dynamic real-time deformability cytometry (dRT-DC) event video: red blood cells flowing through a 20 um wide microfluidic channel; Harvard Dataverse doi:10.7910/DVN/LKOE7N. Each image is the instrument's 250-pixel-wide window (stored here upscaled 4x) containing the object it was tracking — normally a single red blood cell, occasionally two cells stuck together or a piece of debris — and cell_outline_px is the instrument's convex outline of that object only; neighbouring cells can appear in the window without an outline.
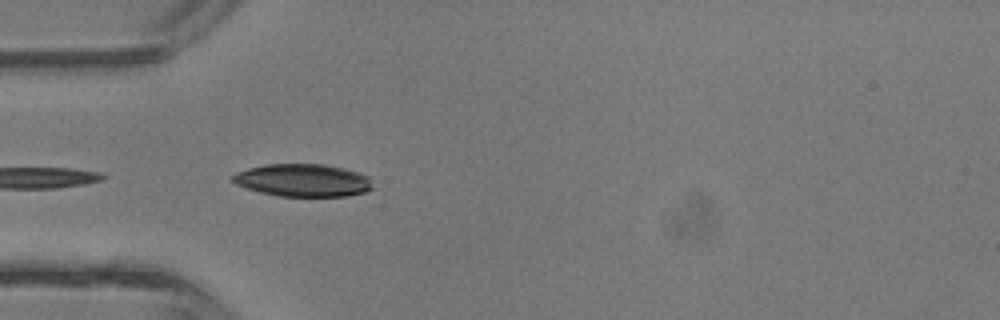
{"species": "common noctule bat (a hibernating species)", "species_latin": "Nyctalus noctula", "temperature_condition": "room temperature", "stored_images_in_passage": 30, "camera_frame_rate_fps": 3000, "um_per_image_px": 0.085, "animal": {"sex": "male", "body_mass_g": 13.3}, "frame": {"image": 1, "passage_image": 1, "time_ms": 0.0, "image_size_px": [1000, 320], "cell_outline_px": [[372, 188], [364, 192], [348, 196], [276, 196], [260, 192], [236, 184], [232, 180], [232, 176], [236, 172], [248, 168], [264, 164], [324, 164], [344, 168], [368, 176]], "centroid_in_image_um": [25.72, 15.32], "position_along_channel_um": 59.3, "area_um2": 26.53}}
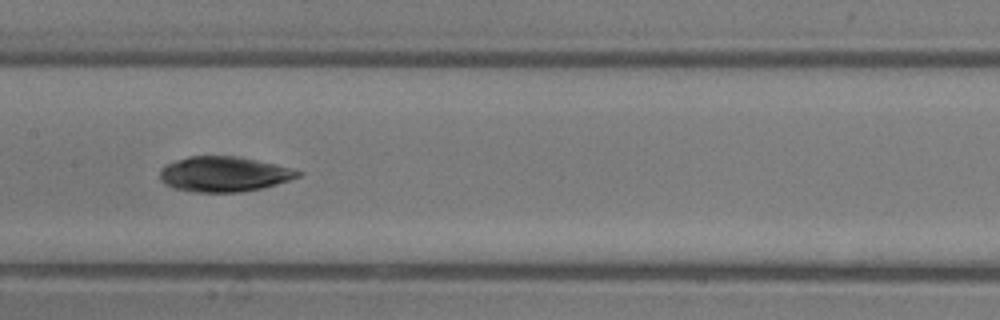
{"frame": {"image": 2, "passage_image": 9, "time_ms": 2.667, "image_size_px": [1000, 320], "cell_outline_px": [[304, 172], [300, 176], [264, 188], [240, 192], [192, 192], [172, 188], [164, 184], [160, 180], [160, 168], [164, 164], [188, 156], [236, 156], [276, 164]], "centroid_in_image_um": [18.99, 14.8], "position_along_channel_um": 188.4, "area_um2": 28.5}}
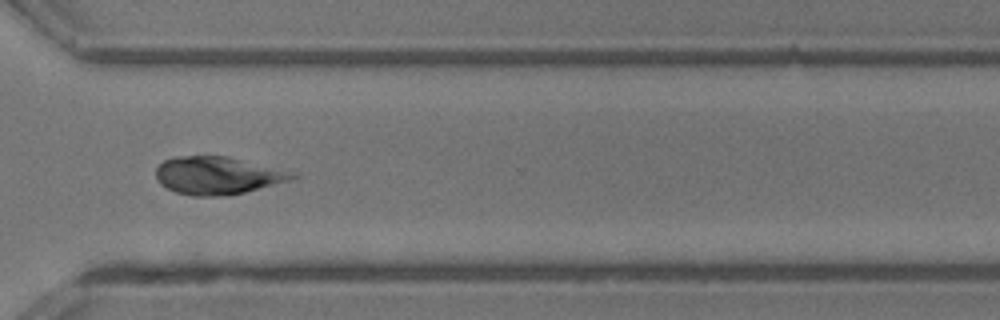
{"frame": {"image": 3, "passage_image": 19, "time_ms": 6.0, "image_size_px": [1000, 320], "cell_outline_px": [[300, 176], [292, 180], [228, 196], [192, 196], [176, 192], [160, 184], [156, 176], [156, 168], [164, 160], [176, 156], [228, 156], [300, 172]], "centroid_in_image_um": [18.58, 14.91], "position_along_channel_um": 352.0, "area_um2": 30.46}, "authors_computed_cell_mechanics": {"area_um2": 28.2931, "velocity_mm_per_s": 4.9333, "shape_relaxation_time_tau1_ms": 2.2721, "shape_relaxation_time_tau2_ms": 7.3328, "deformation_change_tau1": 0.0662, "deformation_change_tau2": 0.1661}}